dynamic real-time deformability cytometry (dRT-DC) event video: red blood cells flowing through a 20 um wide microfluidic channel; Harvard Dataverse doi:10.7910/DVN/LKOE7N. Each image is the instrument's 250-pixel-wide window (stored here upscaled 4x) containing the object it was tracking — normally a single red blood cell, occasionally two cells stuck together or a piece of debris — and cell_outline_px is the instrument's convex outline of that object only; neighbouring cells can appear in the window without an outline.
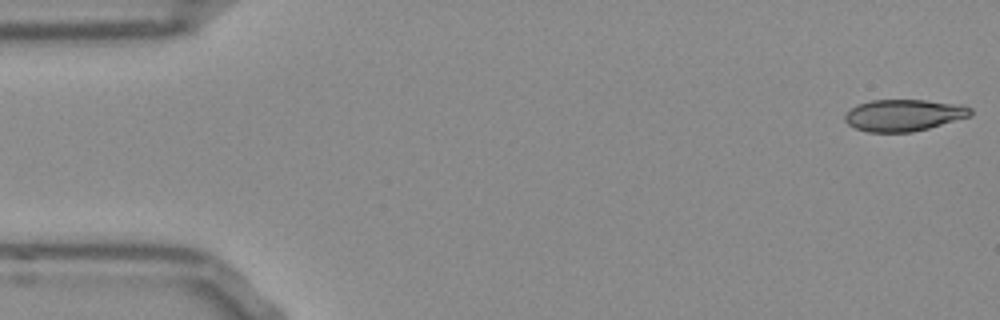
{"species": "Egyptian fruit bat (a non-hibernating species)", "species_latin": "Rousettus aegyptiacus", "temperature_condition": "room temperature", "stored_images_in_passage": 52, "camera_frame_rate_fps": 3000, "um_per_image_px": 0.085, "frame": {"image": 1, "passage_image": 1, "time_ms": 0.0, "image_size_px": [1000, 320], "cell_outline_px": [[972, 116], [928, 128], [912, 132], [868, 132], [856, 128], [848, 124], [844, 120], [844, 116], [856, 104], [872, 100], [924, 100], [964, 104], [972, 108]], "centroid_in_image_um": [76.86, 9.78], "position_along_channel_um": 8.1, "area_um2": 23.35}}
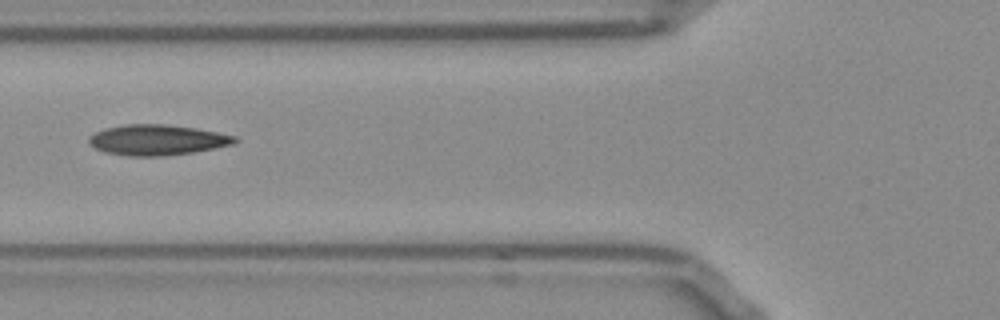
{"frame": {"image": 2, "passage_image": 19, "time_ms": 6.0, "image_size_px": [1000, 320], "cell_outline_px": [[240, 140], [232, 144], [192, 152], [160, 156], [132, 156], [104, 152], [96, 148], [88, 140], [88, 136], [104, 128], [128, 124], [168, 124], [196, 128], [236, 136]], "centroid_in_image_um": [13.36, 11.88], "position_along_channel_um": 112.4, "area_um2": 25.72}}
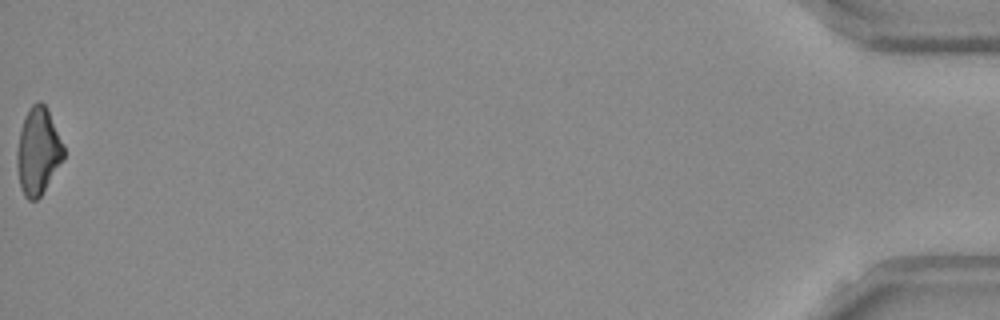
{"frame": {"image": 3, "passage_image": 52, "time_ms": 17.0, "image_size_px": [1000, 320], "cell_outline_px": [[64, 160], [40, 196], [36, 200], [28, 200], [24, 196], [20, 188], [16, 168], [16, 152], [20, 128], [24, 116], [28, 108], [36, 100], [40, 100], [44, 104], [64, 144]], "centroid_in_image_um": [3.21, 12.86], "position_along_channel_um": 432.0, "area_um2": 23.99}, "authors_computed_cell_mechanics": {"area_um2": 24.4494, "velocity_mm_per_s": 3.8648, "shape_relaxation_time_tau1_ms": 8.9998, "shape_relaxation_time_tau2_ms": 5.6915, "deformation_change_tau1": 0.2182, "deformation_change_tau2": 0.1481}}